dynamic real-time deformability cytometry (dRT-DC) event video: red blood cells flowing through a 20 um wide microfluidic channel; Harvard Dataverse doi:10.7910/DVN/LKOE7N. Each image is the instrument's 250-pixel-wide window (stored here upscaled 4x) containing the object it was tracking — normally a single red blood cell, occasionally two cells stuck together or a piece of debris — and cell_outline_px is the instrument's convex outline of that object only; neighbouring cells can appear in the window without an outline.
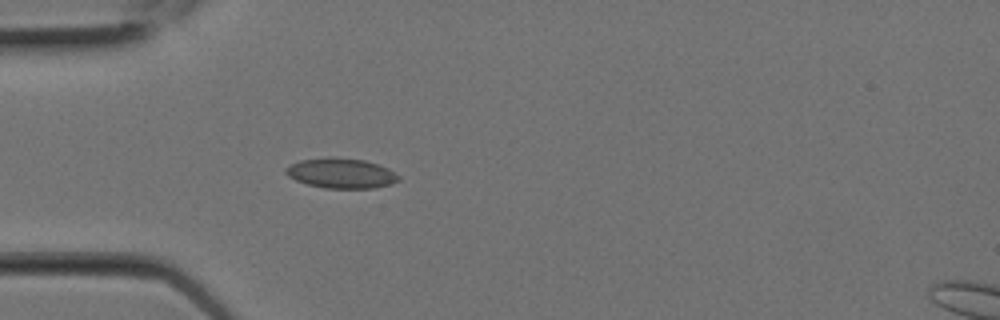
{"species": "Egyptian fruit bat (a non-hibernating species)", "species_latin": "Rousettus aegyptiacus", "temperature_condition": "room temperature", "stored_images_in_passage": 7, "camera_frame_rate_fps": 3000, "um_per_image_px": 0.085, "animal": {"sex": "female"}, "frame": {"image": 1, "passage_image": 7, "time_ms": 2.0, "image_size_px": [1000, 320], "cell_outline_px": [[400, 180], [376, 188], [324, 188], [308, 184], [296, 180], [288, 176], [284, 172], [284, 168], [300, 160], [332, 156], [364, 160], [388, 168], [400, 176]], "centroid_in_image_um": [28.98, 14.72], "position_along_channel_um": 56.0, "area_um2": 19.77}}